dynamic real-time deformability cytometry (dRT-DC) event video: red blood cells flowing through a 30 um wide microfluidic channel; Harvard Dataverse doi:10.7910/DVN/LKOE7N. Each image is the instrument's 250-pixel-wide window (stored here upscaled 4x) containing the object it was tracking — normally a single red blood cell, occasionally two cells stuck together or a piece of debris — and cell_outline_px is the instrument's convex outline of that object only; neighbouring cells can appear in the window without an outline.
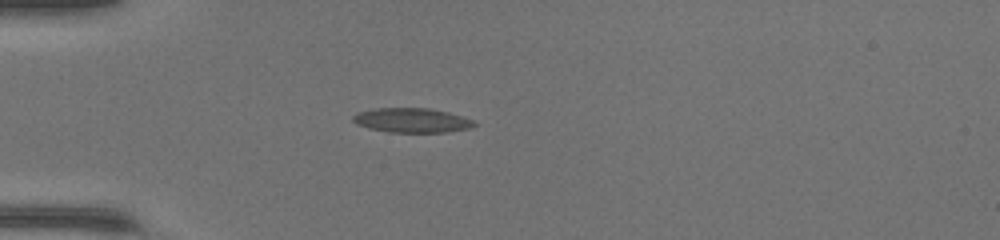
{"species": "common noctule bat (a hibernating species)", "species_latin": "Nyctalus noctula", "temperature_condition": "warm", "stored_images_in_passage": 35, "camera_frame_rate_fps": 3000, "um_per_image_px": 0.085, "animal": {"sex": "female", "body_mass_g": 17.0, "forearm_length_mm": 48.0}, "frame": {"image": 1, "passage_image": 1, "time_ms": 0.0, "image_size_px": [1000, 240], "cell_outline_px": [[476, 124], [468, 128], [448, 132], [388, 132], [368, 128], [356, 124], [352, 120], [352, 116], [360, 112], [376, 108], [428, 108], [448, 112], [472, 120]], "centroid_in_image_um": [34.97, 10.23], "position_along_channel_um": 50.0, "area_um2": 17.11}}
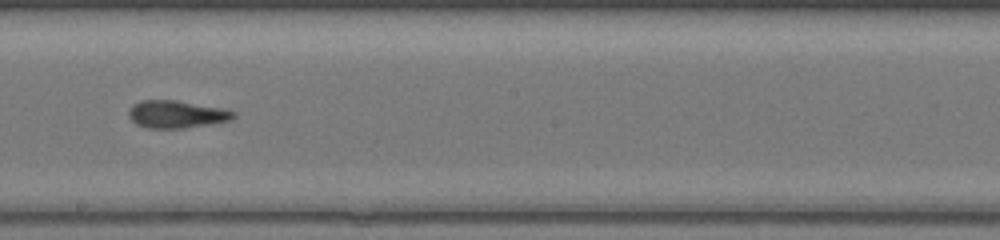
{"frame": {"image": 2, "passage_image": 15, "time_ms": 4.667, "image_size_px": [1000, 240], "cell_outline_px": [[236, 116], [228, 120], [208, 124], [184, 128], [148, 128], [136, 124], [128, 116], [128, 112], [132, 104], [140, 100], [176, 100], [220, 108], [236, 112]], "centroid_in_image_um": [14.95, 9.7], "position_along_channel_um": 233.3, "area_um2": 16.65}}
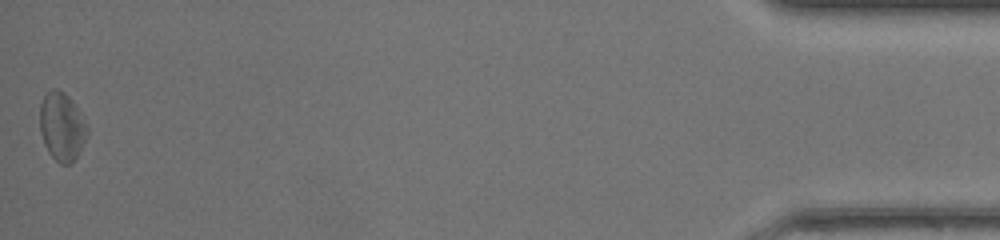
{"frame": {"image": 3, "passage_image": 35, "time_ms": 11.333, "image_size_px": [1000, 240], "cell_outline_px": [[88, 132], [76, 156], [68, 164], [60, 164], [48, 152], [44, 144], [40, 132], [40, 104], [44, 96], [52, 88], [56, 88], [64, 92], [68, 96], [76, 108], [88, 128]], "centroid_in_image_um": [5.22, 10.75], "position_along_channel_um": 430.0, "area_um2": 18.38}, "authors_computed_cell_mechanics": {"area_um2": 17.051, "velocity_mm_per_s": 4.3381, "shape_relaxation_time_tau1_ms": 4.123, "shape_relaxation_time_tau2_ms": 1.9227, "deformation_change_tau1": 0.1336, "deformation_change_tau2": 0.1034}}